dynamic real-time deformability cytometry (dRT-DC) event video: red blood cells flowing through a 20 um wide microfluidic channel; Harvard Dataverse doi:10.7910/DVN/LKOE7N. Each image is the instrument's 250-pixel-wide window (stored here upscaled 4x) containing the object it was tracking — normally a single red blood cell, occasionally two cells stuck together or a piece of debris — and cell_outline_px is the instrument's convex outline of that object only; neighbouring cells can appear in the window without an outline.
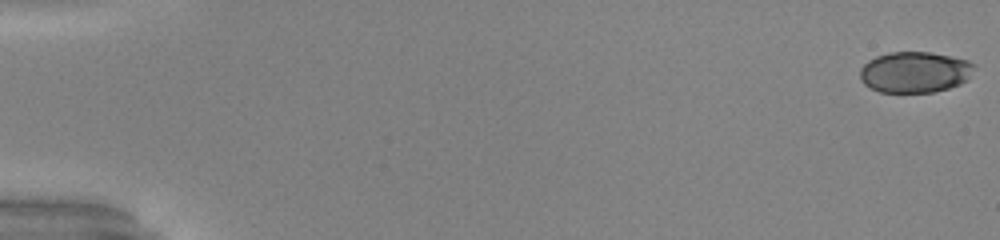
{"species": "common noctule bat (a hibernating species)", "species_latin": "Nyctalus noctula", "temperature_condition": "warm", "stored_images_in_passage": 11, "camera_frame_rate_fps": 3000, "um_per_image_px": 0.085, "animal": {"sex": "male", "body_mass_g": 20.0, "forearm_length_mm": 53.3}, "frame": {"image": 1, "passage_image": 1, "time_ms": 0.0, "image_size_px": [1000, 240], "cell_outline_px": [[976, 68], [968, 80], [960, 84], [948, 88], [932, 92], [880, 92], [868, 88], [860, 80], [860, 68], [868, 60], [876, 56], [888, 52], [928, 52], [968, 60], [976, 64]], "centroid_in_image_um": [77.76, 6.13], "position_along_channel_um": 7.2, "area_um2": 27.57}}